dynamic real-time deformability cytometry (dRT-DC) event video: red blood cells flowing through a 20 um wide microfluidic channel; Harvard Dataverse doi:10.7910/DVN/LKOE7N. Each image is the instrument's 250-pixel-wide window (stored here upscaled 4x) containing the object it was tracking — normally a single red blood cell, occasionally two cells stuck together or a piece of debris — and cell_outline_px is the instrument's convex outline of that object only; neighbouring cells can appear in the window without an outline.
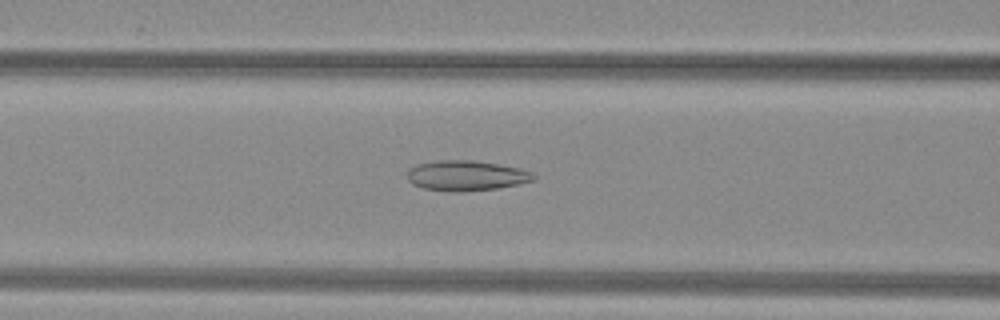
{"species": "common noctule bat (a hibernating species)", "species_latin": "Nyctalus noctula", "temperature_condition": "warm", "stored_images_in_passage": 41, "camera_frame_rate_fps": 3000, "um_per_image_px": 0.085, "animal": {"sex": "female", "body_mass_g": 29.2, "forearm_length_mm": 56.3}, "frame": {"image": 1, "passage_image": 11, "time_ms": 3.333, "image_size_px": [1000, 320], "cell_outline_px": [[536, 180], [520, 184], [496, 188], [460, 192], [448, 192], [424, 188], [412, 184], [408, 180], [408, 168], [416, 164], [436, 160], [472, 160], [500, 164], [520, 168], [532, 172], [536, 176]], "centroid_in_image_um": [39.63, 14.92], "position_along_channel_um": 127.0, "area_um2": 22.54}}
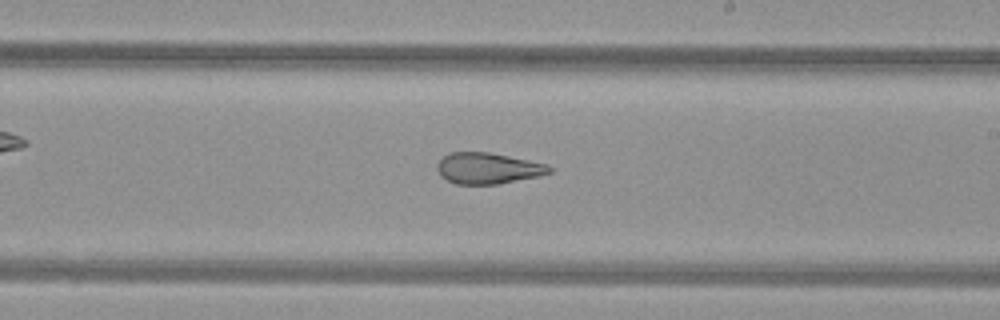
{"frame": {"image": 2, "passage_image": 20, "time_ms": 6.333, "image_size_px": [1000, 320], "cell_outline_px": [[552, 172], [536, 176], [496, 184], [456, 184], [440, 176], [436, 168], [436, 164], [440, 156], [452, 152], [488, 152], [548, 164], [552, 168]], "centroid_in_image_um": [41.41, 14.29], "position_along_channel_um": 247.6, "area_um2": 20.29}}
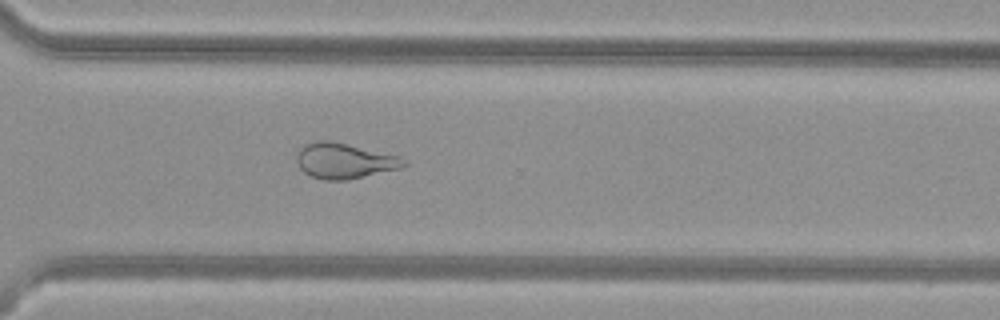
{"frame": {"image": 3, "passage_image": 27, "time_ms": 8.667, "image_size_px": [1000, 320], "cell_outline_px": [[408, 164], [400, 168], [348, 180], [324, 180], [308, 176], [296, 164], [296, 152], [304, 144], [316, 140], [332, 140], [400, 156], [408, 160]], "centroid_in_image_um": [29.24, 13.66], "position_along_channel_um": 341.4, "area_um2": 22.6}, "authors_computed_cell_mechanics": {"area_um2": 23.4668, "velocity_mm_per_s": 4.0256, "shape_relaxation_time_tau1_ms": null, "shape_relaxation_time_tau2_ms": 1.6332, "deformation_change_tau1": null, "deformation_change_tau2": 0.0979}}